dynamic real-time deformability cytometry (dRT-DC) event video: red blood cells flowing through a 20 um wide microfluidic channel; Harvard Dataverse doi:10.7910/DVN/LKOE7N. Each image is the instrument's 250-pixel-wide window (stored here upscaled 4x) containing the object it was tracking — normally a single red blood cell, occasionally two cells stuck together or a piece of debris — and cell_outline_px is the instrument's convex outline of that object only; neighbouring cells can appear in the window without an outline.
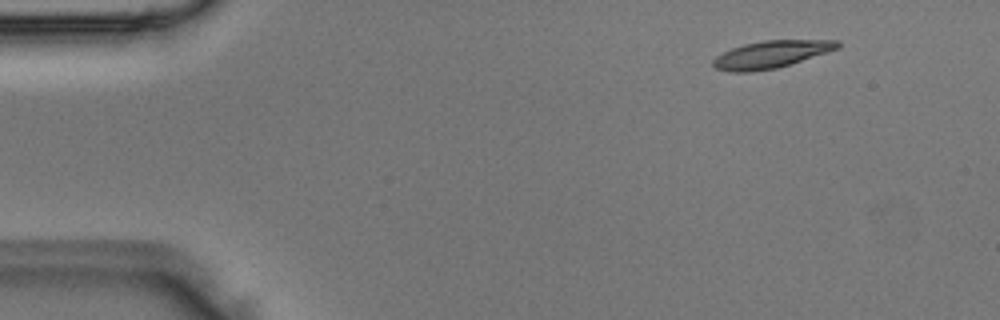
{"species": "Egyptian fruit bat (a non-hibernating species)", "species_latin": "Rousettus aegyptiacus", "temperature_condition": "room temperature", "stored_images_in_passage": 4, "camera_frame_rate_fps": 3000, "um_per_image_px": 0.085, "animal": {"sex": "male"}, "frame": {"image": 1, "passage_image": 2, "time_ms": 0.333, "image_size_px": [1000, 320], "cell_outline_px": [[840, 48], [776, 68], [752, 72], [732, 72], [716, 68], [712, 64], [712, 60], [716, 56], [732, 48], [744, 44], [764, 40], [840, 40]], "centroid_in_image_um": [65.54, 4.62], "position_along_channel_um": 19.5, "area_um2": 19.65}}